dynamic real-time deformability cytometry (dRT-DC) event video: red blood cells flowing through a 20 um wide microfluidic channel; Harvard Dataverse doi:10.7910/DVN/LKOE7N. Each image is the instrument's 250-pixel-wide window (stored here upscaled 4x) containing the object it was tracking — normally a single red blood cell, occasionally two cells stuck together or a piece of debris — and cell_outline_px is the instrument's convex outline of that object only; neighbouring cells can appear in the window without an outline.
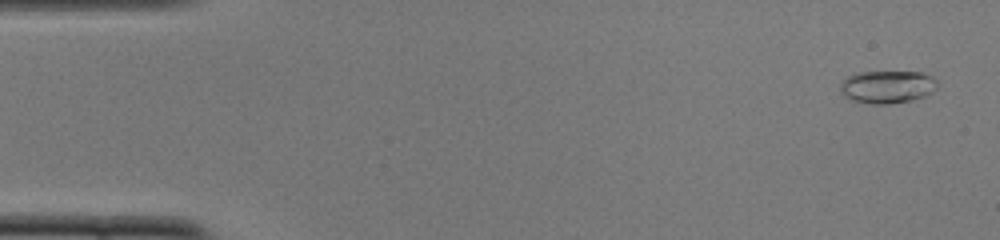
{"species": "common noctule bat (a hibernating species)", "species_latin": "Nyctalus noctula", "temperature_condition": "cold", "stored_images_in_passage": 51, "camera_frame_rate_fps": 3000, "um_per_image_px": 0.085, "animal": {"sex": "female", "body_mass_g": 22.0, "forearm_length_mm": 56.7}, "frame": {"image": 1, "passage_image": 2, "time_ms": 0.333, "image_size_px": [1000, 240], "cell_outline_px": [[940, 84], [932, 92], [924, 96], [912, 100], [888, 104], [872, 104], [852, 100], [844, 96], [840, 92], [840, 84], [848, 76], [856, 72], [920, 72], [932, 76]], "centroid_in_image_um": [75.43, 7.38], "position_along_channel_um": 9.6, "area_um2": 18.61}}
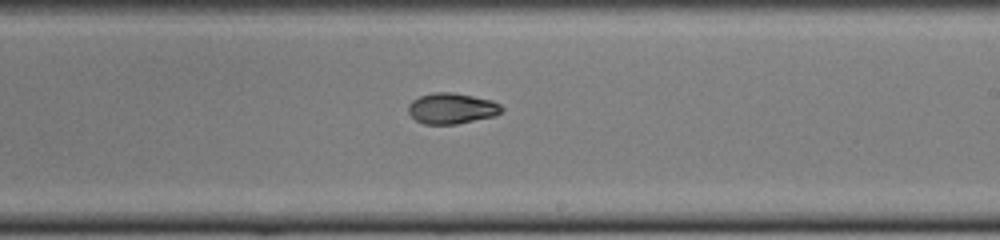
{"frame": {"image": 2, "passage_image": 30, "time_ms": 9.667, "image_size_px": [1000, 240], "cell_outline_px": [[504, 108], [496, 116], [456, 124], [424, 124], [416, 120], [408, 112], [408, 104], [412, 100], [420, 96], [432, 92], [452, 92], [492, 100], [500, 104]], "centroid_in_image_um": [38.4, 9.21], "position_along_channel_um": 250.6, "area_um2": 16.82}}
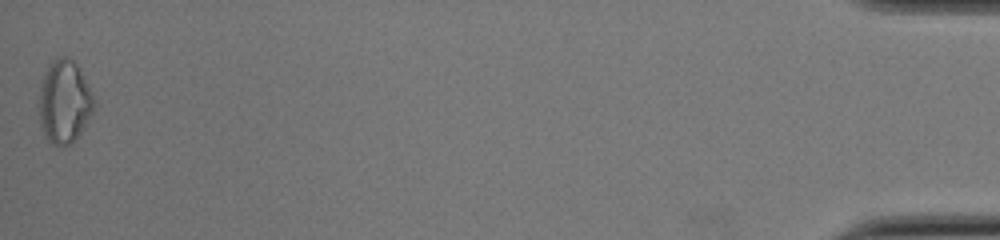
{"frame": {"image": 3, "passage_image": 51, "time_ms": 16.667, "image_size_px": [1000, 240], "cell_outline_px": [[96, 104], [84, 128], [68, 144], [52, 144], [44, 136], [40, 124], [36, 104], [40, 84], [44, 72], [48, 64], [56, 56], [68, 56], [80, 68], [96, 100]], "centroid_in_image_um": [5.43, 8.59], "position_along_channel_um": 429.8, "area_um2": 27.22}, "authors_computed_cell_mechanics": {"area_um2": 17.2244, "velocity_mm_per_s": 3.9132, "shape_relaxation_time_tau1_ms": 6.815, "shape_relaxation_time_tau2_ms": 6.9301, "deformation_change_tau1": 0.2224, "deformation_change_tau2": 0.1061}}